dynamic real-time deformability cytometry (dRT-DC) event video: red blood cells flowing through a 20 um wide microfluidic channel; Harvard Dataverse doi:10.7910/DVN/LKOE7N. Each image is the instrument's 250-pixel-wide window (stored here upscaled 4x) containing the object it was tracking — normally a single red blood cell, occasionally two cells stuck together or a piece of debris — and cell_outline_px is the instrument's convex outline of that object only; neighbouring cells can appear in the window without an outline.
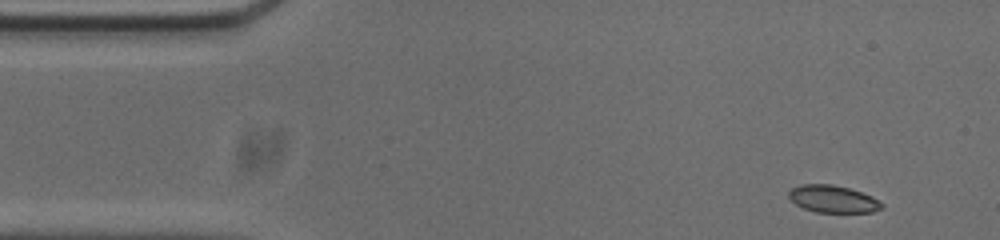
{"species": "common noctule bat (a hibernating species)", "species_latin": "Nyctalus noctula", "temperature_condition": "cold", "stored_images_in_passage": 52, "segment_of_instrument_passage": [1, 2], "camera_frame_rate_fps": 3000, "um_per_image_px": 0.085, "animal": {"sex": "male", "body_mass_g": 20.0, "forearm_length_mm": 53.3}, "frame": {"image": 1, "passage_image": 1, "time_ms": 0.0, "image_size_px": [1000, 240], "cell_outline_px": [[884, 208], [872, 212], [816, 212], [804, 208], [796, 204], [788, 196], [788, 192], [792, 188], [800, 184], [832, 184], [848, 188], [872, 196], [884, 204]], "centroid_in_image_um": [70.81, 16.91], "position_along_channel_um": 14.2, "area_um2": 14.74}}
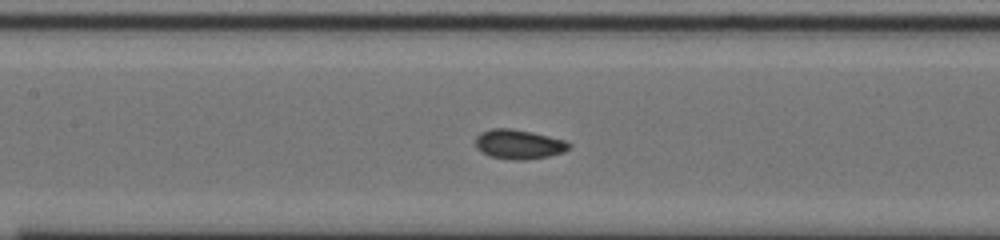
{"frame": {"image": 2, "passage_image": 20, "time_ms": 6.333, "image_size_px": [1000, 240], "cell_outline_px": [[572, 148], [564, 152], [548, 156], [524, 160], [512, 160], [488, 156], [476, 148], [476, 136], [480, 132], [492, 128], [512, 128], [532, 132], [564, 140], [572, 144]], "centroid_in_image_um": [44.1, 12.26], "position_along_channel_um": 163.3, "area_um2": 16.24}}
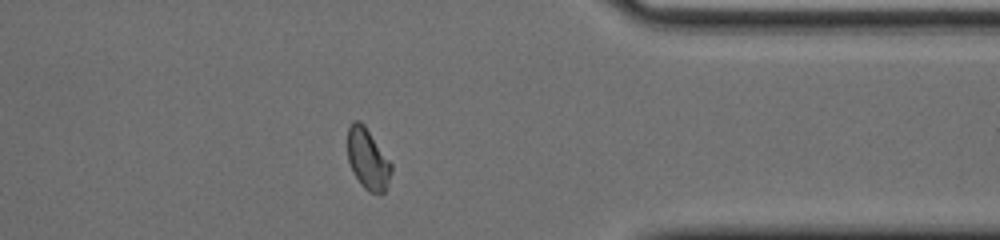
{"frame": {"image": 3, "passage_image": 39, "time_ms": 12.667, "image_size_px": [1000, 240], "cell_outline_px": [[392, 172], [384, 192], [368, 192], [360, 184], [352, 172], [348, 160], [348, 128], [352, 120], [360, 120], [364, 124], [392, 164]], "centroid_in_image_um": [31.24, 13.5], "position_along_channel_um": 380.2, "area_um2": 15.49}}